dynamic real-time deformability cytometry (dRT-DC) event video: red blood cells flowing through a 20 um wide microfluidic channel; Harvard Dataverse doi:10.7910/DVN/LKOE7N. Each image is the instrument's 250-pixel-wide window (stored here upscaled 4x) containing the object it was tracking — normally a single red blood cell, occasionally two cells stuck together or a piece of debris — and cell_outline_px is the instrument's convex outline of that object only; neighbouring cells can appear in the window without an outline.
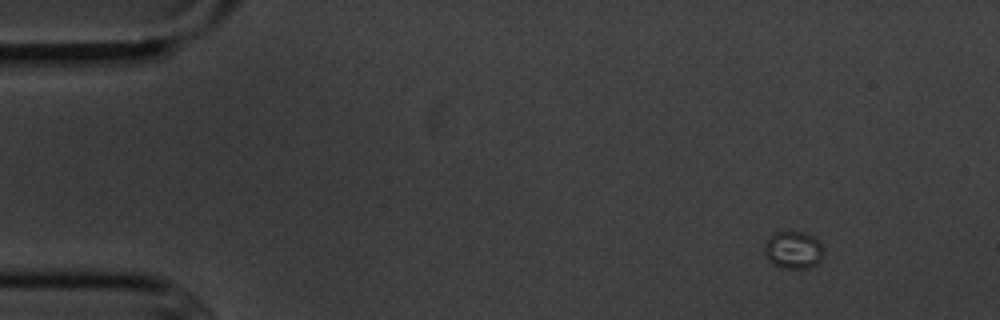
{"species": "common noctule bat (a hibernating species)", "species_latin": "Nyctalus noctula", "temperature_condition": "cold", "stored_images_in_passage": 4, "camera_frame_rate_fps": 3000, "um_per_image_px": 0.085, "animal": {"sex": "male", "body_mass_g": 20.1, "forearm_length_mm": 53.5}, "frame": {"image": 1, "passage_image": 1, "time_ms": 0.0, "image_size_px": [1000, 320], "cell_outline_px": [[824, 252], [820, 260], [816, 264], [808, 268], [784, 268], [768, 260], [764, 256], [764, 244], [768, 236], [776, 232], [804, 232], [812, 236], [824, 248]], "centroid_in_image_um": [67.4, 21.24], "position_along_channel_um": 17.6, "area_um2": 12.89}}